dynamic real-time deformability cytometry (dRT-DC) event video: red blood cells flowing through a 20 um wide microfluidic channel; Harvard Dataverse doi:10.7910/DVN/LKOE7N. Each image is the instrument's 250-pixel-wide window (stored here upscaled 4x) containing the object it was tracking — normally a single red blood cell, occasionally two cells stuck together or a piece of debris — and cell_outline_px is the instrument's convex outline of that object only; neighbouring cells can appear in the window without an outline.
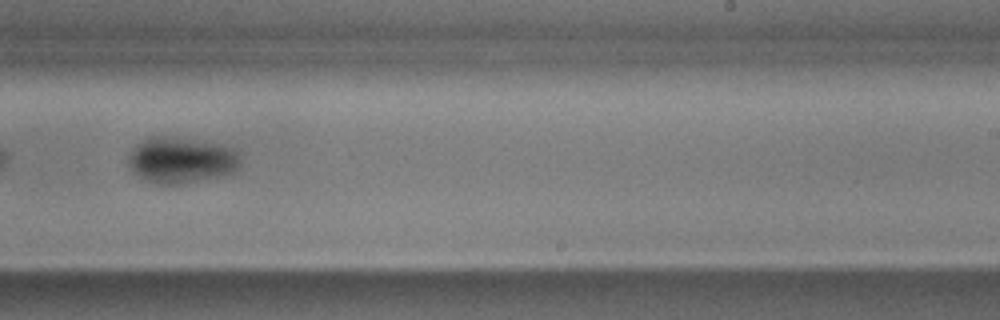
{"species": "common noctule bat (a hibernating species)", "species_latin": "Nyctalus noctula", "temperature_condition": "cold", "stored_images_in_passage": 36, "camera_frame_rate_fps": 3000, "um_per_image_px": 0.085, "animal": {"sex": "male", "body_mass_g": 17.9, "forearm_length_mm": 54.2}, "frame": {"image": 1, "passage_image": 32, "time_ms": 10.333, "image_size_px": [1000, 320], "cell_outline_px": [[240, 164], [232, 172], [216, 176], [180, 184], [156, 184], [144, 180], [132, 172], [128, 164], [128, 156], [132, 148], [140, 140], [148, 136], [168, 136], [216, 144], [236, 148], [240, 156]], "centroid_in_image_um": [15.33, 13.6], "position_along_channel_um": 273.7, "area_um2": 30.06}}